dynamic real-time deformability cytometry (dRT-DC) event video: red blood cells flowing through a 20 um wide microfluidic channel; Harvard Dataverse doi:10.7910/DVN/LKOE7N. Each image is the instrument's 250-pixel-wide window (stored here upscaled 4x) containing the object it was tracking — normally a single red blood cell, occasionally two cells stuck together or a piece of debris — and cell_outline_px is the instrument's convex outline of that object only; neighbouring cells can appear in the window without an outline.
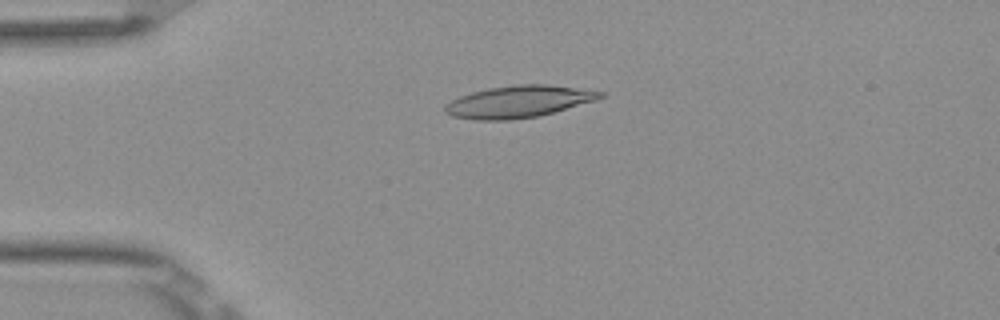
{"species": "Egyptian fruit bat (a non-hibernating species)", "species_latin": "Rousettus aegyptiacus", "temperature_condition": "room temperature", "stored_images_in_passage": 51, "camera_frame_rate_fps": 3000, "um_per_image_px": 0.085, "frame": {"image": 1, "passage_image": 12, "time_ms": 3.667, "image_size_px": [1000, 320], "cell_outline_px": [[604, 96], [596, 100], [552, 112], [536, 116], [512, 120], [476, 120], [452, 116], [444, 112], [444, 104], [460, 96], [472, 92], [488, 88], [516, 84], [548, 84], [604, 92]], "centroid_in_image_um": [44.03, 8.64], "position_along_channel_um": 41.0, "area_um2": 28.73}}
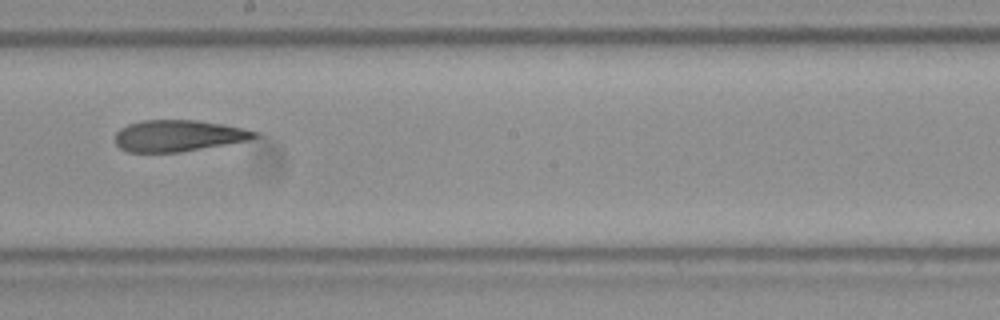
{"frame": {"image": 2, "passage_image": 29, "time_ms": 9.333, "image_size_px": [1000, 320], "cell_outline_px": [[260, 136], [248, 140], [180, 152], [128, 152], [120, 148], [116, 144], [116, 132], [120, 128], [128, 124], [144, 120], [196, 120], [224, 124], [244, 128], [260, 132]], "centroid_in_image_um": [15.18, 11.53], "position_along_channel_um": 233.0, "area_um2": 25.55}}
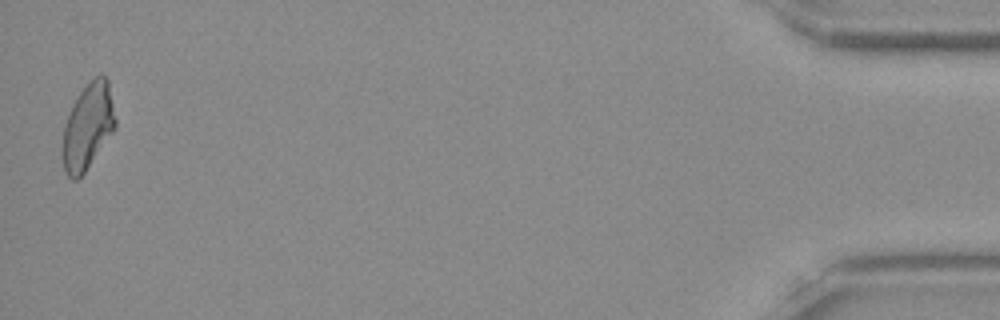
{"frame": {"image": 3, "passage_image": 51, "time_ms": 16.667, "image_size_px": [1000, 320], "cell_outline_px": [[116, 128], [84, 172], [76, 180], [72, 180], [68, 176], [64, 168], [60, 156], [60, 148], [64, 124], [80, 92], [100, 72], [108, 80], [116, 120]], "centroid_in_image_um": [7.44, 10.79], "position_along_channel_um": 427.8, "area_um2": 26.41}, "authors_computed_cell_mechanics": {"area_um2": 26.877, "velocity_mm_per_s": 3.8858, "shape_relaxation_time_tau1_ms": null, "shape_relaxation_time_tau2_ms": 3.7638, "deformation_change_tau1": null, "deformation_change_tau2": 0.1396}}